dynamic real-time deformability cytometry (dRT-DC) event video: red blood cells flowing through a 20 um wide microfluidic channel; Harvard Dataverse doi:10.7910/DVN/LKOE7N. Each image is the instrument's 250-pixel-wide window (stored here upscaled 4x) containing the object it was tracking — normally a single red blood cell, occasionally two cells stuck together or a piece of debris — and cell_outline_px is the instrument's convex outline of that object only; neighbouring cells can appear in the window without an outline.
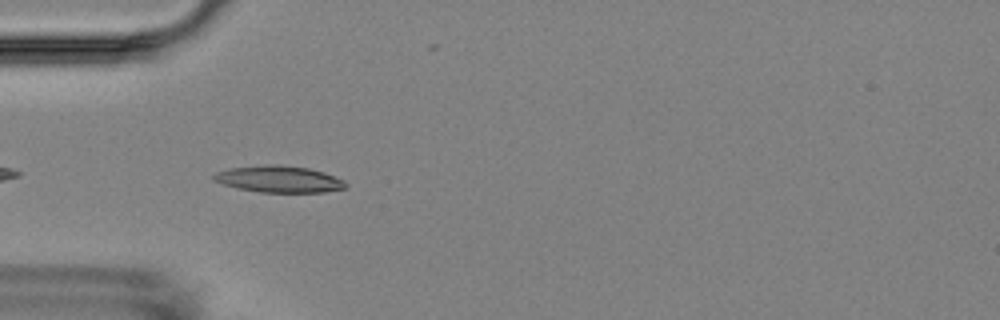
{"species": "Egyptian fruit bat (a non-hibernating species)", "species_latin": "Rousettus aegyptiacus", "temperature_condition": "room temperature", "stored_images_in_passage": 5, "camera_frame_rate_fps": 3000, "um_per_image_px": 0.085, "animal": {"sex": "female"}, "frame": {"image": 1, "passage_image": 4, "time_ms": 3.667, "image_size_px": [1000, 320], "cell_outline_px": [[348, 188], [324, 192], [260, 192], [236, 188], [212, 180], [212, 176], [216, 172], [228, 168], [272, 164], [280, 164], [308, 168], [324, 172], [344, 180], [348, 184]], "centroid_in_image_um": [23.73, 15.22], "position_along_channel_um": 61.3, "area_um2": 20.63}}